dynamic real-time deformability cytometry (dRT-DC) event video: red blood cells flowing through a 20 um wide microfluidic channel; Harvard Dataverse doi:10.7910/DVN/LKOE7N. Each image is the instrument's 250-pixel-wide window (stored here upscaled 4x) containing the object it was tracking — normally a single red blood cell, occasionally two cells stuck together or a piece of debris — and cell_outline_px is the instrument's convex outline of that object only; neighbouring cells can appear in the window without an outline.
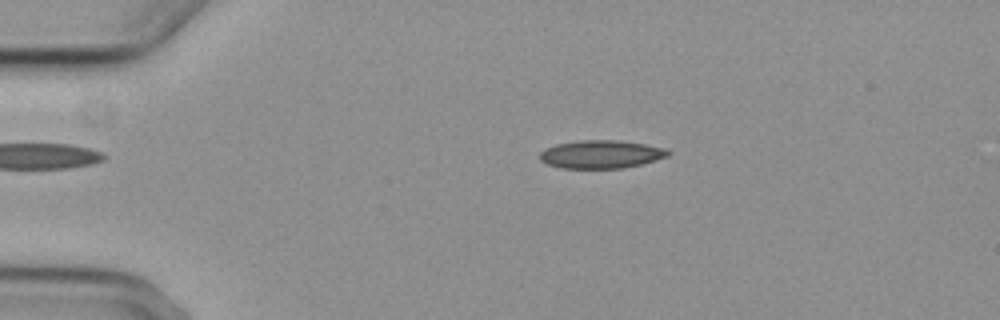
{"species": "common noctule bat (a hibernating species)", "species_latin": "Nyctalus noctula", "temperature_condition": "cold", "stored_images_in_passage": 7, "camera_frame_rate_fps": 3000, "um_per_image_px": 0.085, "animal": {"sex": "female", "body_mass_g": 29.2, "forearm_length_mm": 56.3}, "frame": {"image": 1, "passage_image": 2, "time_ms": 2.333, "image_size_px": [1000, 320], "cell_outline_px": [[672, 152], [668, 156], [640, 164], [620, 168], [560, 168], [548, 164], [540, 160], [540, 152], [544, 148], [556, 144], [576, 140], [620, 140], [644, 144], [664, 148]], "centroid_in_image_um": [51.05, 13.1], "position_along_channel_um": 33.9, "area_um2": 20.98}}
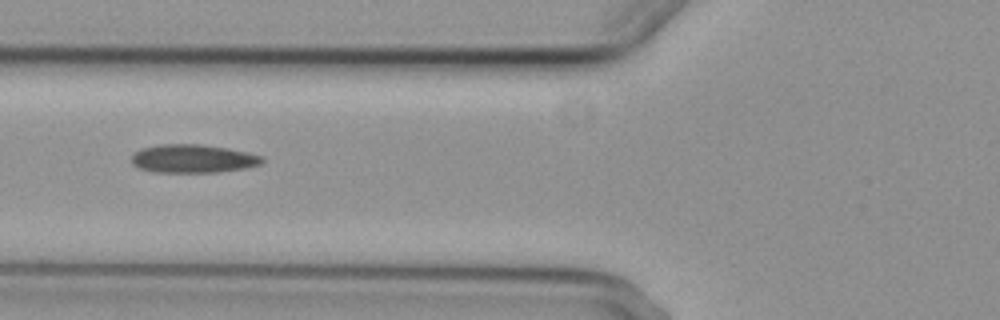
{"frame": {"image": 2, "passage_image": 5, "time_ms": 5.667, "image_size_px": [1000, 320], "cell_outline_px": [[264, 160], [260, 164], [248, 168], [216, 172], [152, 172], [140, 168], [132, 164], [132, 156], [136, 152], [144, 148], [160, 144], [200, 144], [228, 148], [248, 152], [264, 156]], "centroid_in_image_um": [16.45, 13.49], "position_along_channel_um": 109.4, "area_um2": 21.62}}
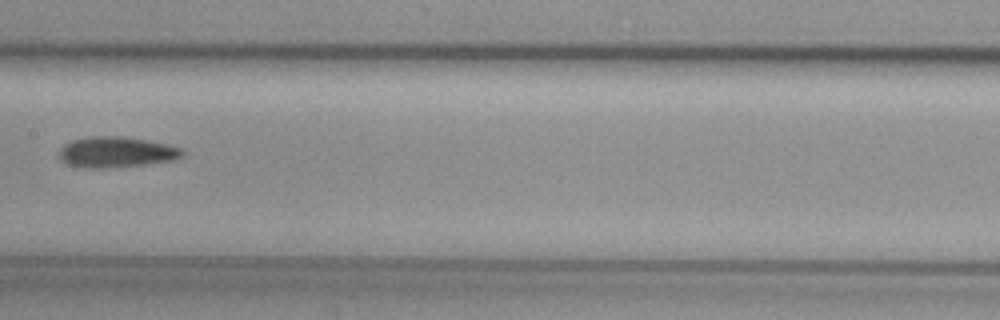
{"frame": {"image": 3, "passage_image": 7, "time_ms": 8.0, "image_size_px": [1000, 320], "cell_outline_px": [[184, 156], [176, 160], [144, 164], [108, 168], [84, 168], [68, 164], [60, 160], [60, 148], [64, 144], [72, 140], [88, 136], [124, 136], [148, 140], [168, 144], [180, 148], [184, 152]], "centroid_in_image_um": [9.9, 12.92], "position_along_channel_um": 197.5, "area_um2": 22.25}}